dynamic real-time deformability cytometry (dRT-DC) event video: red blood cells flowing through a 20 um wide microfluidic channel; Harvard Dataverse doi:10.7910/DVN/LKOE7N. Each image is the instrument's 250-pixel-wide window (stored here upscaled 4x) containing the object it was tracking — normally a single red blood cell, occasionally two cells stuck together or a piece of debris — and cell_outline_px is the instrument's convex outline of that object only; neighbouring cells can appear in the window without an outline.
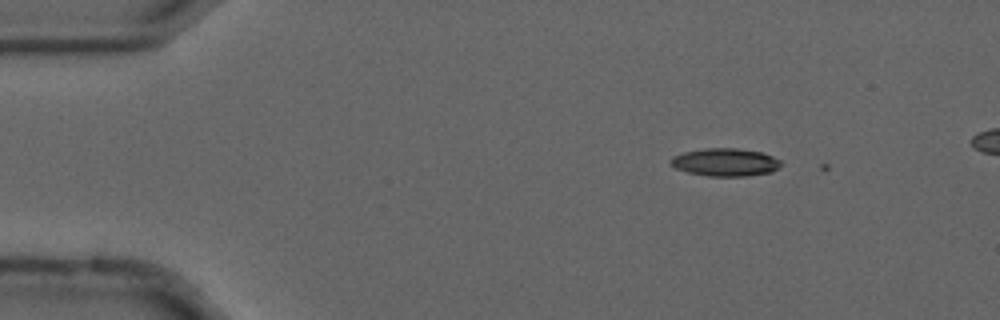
{"species": "common noctule bat (a hibernating species)", "species_latin": "Nyctalus noctula", "temperature_condition": "cold", "stored_images_in_passage": 3, "camera_frame_rate_fps": 3000, "um_per_image_px": 0.085, "animal": {"sex": "male", "forearm_length_mm": 52.5}, "frame": {"image": 1, "passage_image": 1, "time_ms": 0.0, "image_size_px": [1000, 320], "cell_outline_px": [[784, 164], [772, 172], [748, 176], [708, 176], [688, 172], [676, 168], [672, 164], [672, 156], [684, 152], [704, 148], [736, 148], [760, 152], [772, 156], [780, 160]], "centroid_in_image_um": [61.69, 13.79], "position_along_channel_um": 23.3, "area_um2": 17.86}}